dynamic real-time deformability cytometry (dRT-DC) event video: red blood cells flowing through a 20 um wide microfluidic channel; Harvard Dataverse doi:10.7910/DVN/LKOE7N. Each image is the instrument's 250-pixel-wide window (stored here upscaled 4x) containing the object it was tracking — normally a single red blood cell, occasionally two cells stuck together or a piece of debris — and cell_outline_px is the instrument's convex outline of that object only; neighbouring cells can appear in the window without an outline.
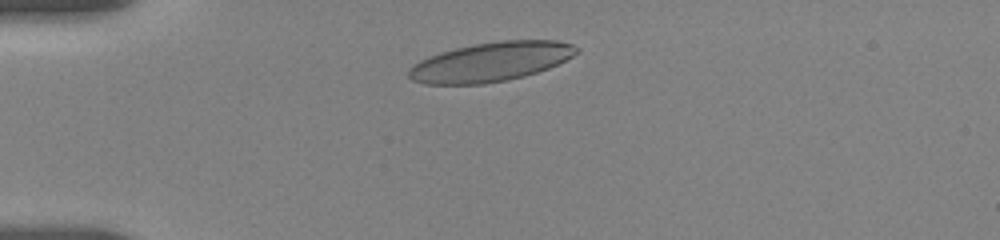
{"species": "human", "species_latin": "Homo sapiens", "temperature_condition": "room temperature", "stored_images_in_passage": 27, "camera_frame_rate_fps": 3000, "um_per_image_px": 0.085, "donor": {"sex": "female"}, "frame": {"image": 1, "passage_image": 7, "time_ms": 1.667, "image_size_px": [1000, 240], "cell_outline_px": [[580, 52], [548, 68], [524, 76], [508, 80], [484, 84], [424, 84], [412, 80], [408, 76], [408, 68], [412, 64], [428, 56], [440, 52], [456, 48], [476, 44], [500, 40], [556, 40], [572, 44], [580, 48]], "centroid_in_image_um": [41.7, 5.26], "position_along_channel_um": 43.3, "area_um2": 38.44}}
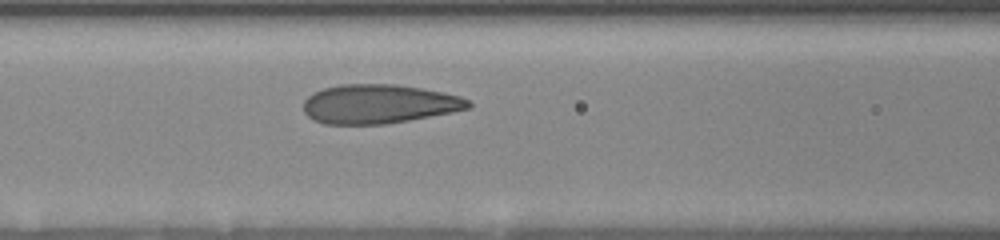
{"frame": {"image": 2, "passage_image": 19, "time_ms": 5.0, "image_size_px": [1000, 240], "cell_outline_px": [[472, 108], [452, 112], [408, 120], [384, 124], [324, 124], [312, 120], [304, 112], [304, 100], [312, 92], [324, 88], [340, 84], [396, 84], [420, 88], [460, 96], [468, 100], [472, 104]], "centroid_in_image_um": [32.18, 8.84], "position_along_channel_um": 134.4, "area_um2": 37.57}}
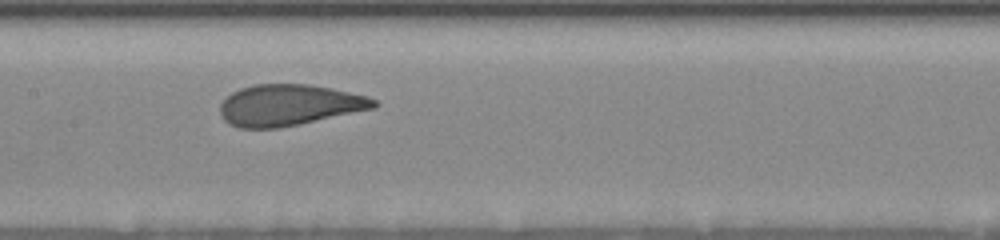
{"frame": {"image": 3, "passage_image": 26, "time_ms": 6.333, "image_size_px": [1000, 240], "cell_outline_px": [[380, 104], [376, 108], [300, 124], [276, 128], [240, 128], [228, 124], [220, 116], [220, 104], [232, 92], [240, 88], [252, 84], [308, 84], [332, 88], [368, 96], [376, 100]], "centroid_in_image_um": [24.58, 8.93], "position_along_channel_um": 182.8, "area_um2": 37.17}}